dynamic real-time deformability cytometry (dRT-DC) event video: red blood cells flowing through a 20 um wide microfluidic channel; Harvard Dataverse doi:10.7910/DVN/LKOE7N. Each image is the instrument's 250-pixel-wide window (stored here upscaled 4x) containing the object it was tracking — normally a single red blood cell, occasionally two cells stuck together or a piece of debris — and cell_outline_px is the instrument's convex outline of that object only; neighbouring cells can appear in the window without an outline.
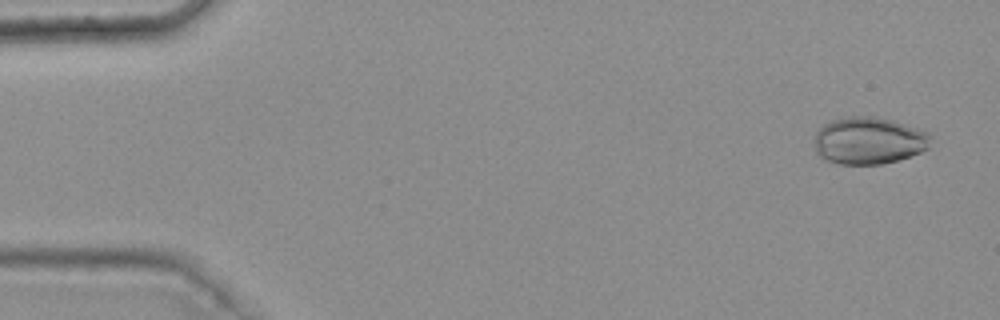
{"species": "common noctule bat (a hibernating species)", "species_latin": "Nyctalus noctula", "temperature_condition": "warm", "stored_images_in_passage": 4, "camera_frame_rate_fps": 3000, "um_per_image_px": 0.085, "animal": {"sex": "female", "body_mass_g": 25.1}, "frame": {"image": 1, "passage_image": 1, "time_ms": 0.0, "image_size_px": [1000, 320], "cell_outline_px": [[928, 148], [920, 152], [896, 160], [880, 164], [840, 164], [828, 160], [820, 156], [816, 152], [816, 132], [824, 124], [832, 120], [848, 116], [872, 116], [892, 120], [928, 132]], "centroid_in_image_um": [73.82, 11.94], "position_along_channel_um": 11.2, "area_um2": 31.44}}